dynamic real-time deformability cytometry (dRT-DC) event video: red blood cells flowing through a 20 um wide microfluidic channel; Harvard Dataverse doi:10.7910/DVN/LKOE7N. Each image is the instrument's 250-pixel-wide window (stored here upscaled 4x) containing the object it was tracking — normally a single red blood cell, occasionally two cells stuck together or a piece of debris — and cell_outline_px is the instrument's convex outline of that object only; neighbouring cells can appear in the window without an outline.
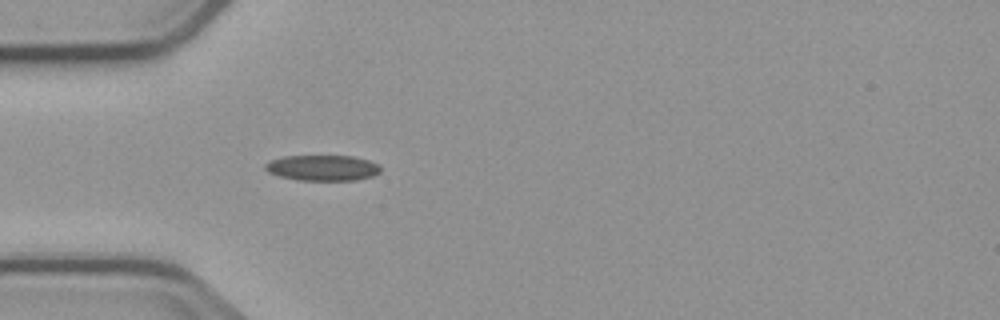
{"species": "common noctule bat (a hibernating species)", "species_latin": "Nyctalus noctula", "temperature_condition": "cold", "stored_images_in_passage": 1, "camera_frame_rate_fps": 3000, "um_per_image_px": 0.085, "animal": {"sex": "male", "body_mass_g": 23.1, "forearm_length_mm": 52.7}, "frame": {"image": 1, "passage_image": 1, "time_ms": 0.0, "image_size_px": [1000, 320], "cell_outline_px": [[380, 172], [372, 176], [356, 180], [300, 180], [280, 176], [268, 172], [264, 168], [264, 164], [272, 160], [284, 156], [352, 156], [368, 160], [380, 164]], "centroid_in_image_um": [27.43, 14.26], "position_along_channel_um": 57.6, "area_um2": 17.17}}